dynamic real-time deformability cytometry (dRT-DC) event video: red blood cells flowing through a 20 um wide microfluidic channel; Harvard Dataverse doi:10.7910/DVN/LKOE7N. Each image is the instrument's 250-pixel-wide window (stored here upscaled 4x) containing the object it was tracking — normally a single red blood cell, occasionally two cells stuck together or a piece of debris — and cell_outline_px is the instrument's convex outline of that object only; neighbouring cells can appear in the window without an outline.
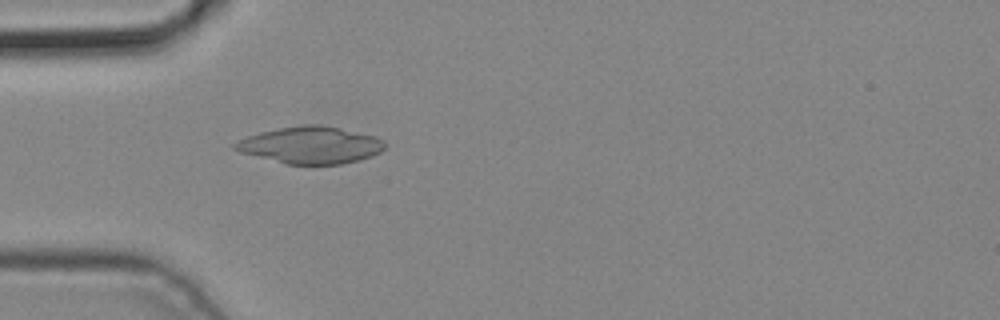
{"species": "common noctule bat (a hibernating species)", "species_latin": "Nyctalus noctula", "temperature_condition": "cold", "stored_images_in_passage": 2, "camera_frame_rate_fps": 3000, "um_per_image_px": 0.085, "animal": {"sex": "male", "body_mass_g": 19.2, "forearm_length_mm": 51.8}, "frame": {"image": 1, "passage_image": 2, "time_ms": 0.333, "image_size_px": [1000, 320], "cell_outline_px": [[388, 144], [380, 152], [372, 156], [360, 160], [340, 164], [284, 164], [240, 152], [232, 148], [232, 144], [248, 136], [260, 132], [280, 128], [304, 124], [320, 124], [340, 128], [376, 136], [384, 140]], "centroid_in_image_um": [26.43, 12.33], "position_along_channel_um": 58.6, "area_um2": 32.43}}